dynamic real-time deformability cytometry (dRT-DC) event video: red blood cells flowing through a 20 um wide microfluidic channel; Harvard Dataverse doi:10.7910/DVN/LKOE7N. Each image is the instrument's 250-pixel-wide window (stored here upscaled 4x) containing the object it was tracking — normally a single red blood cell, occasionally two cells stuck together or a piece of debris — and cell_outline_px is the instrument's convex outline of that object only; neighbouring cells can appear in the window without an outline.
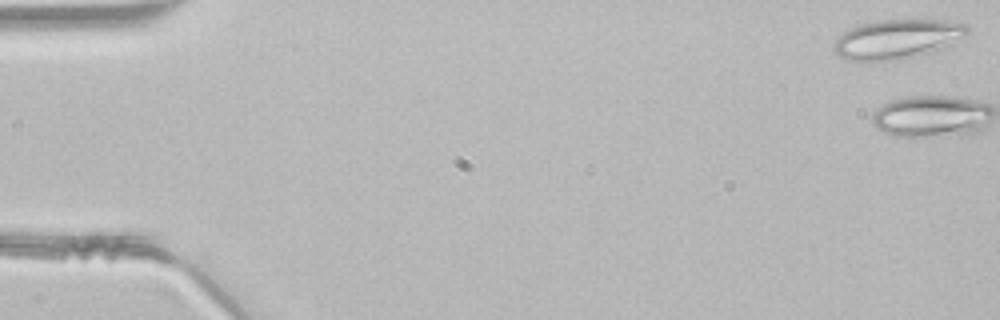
{"species": "common noctule bat (a hibernating species)", "species_latin": "Nyctalus noctula", "temperature_condition": "room temperature", "stored_images_in_passage": 2, "camera_frame_rate_fps": 3000, "um_per_image_px": 0.085, "animal": {"sex": "male", "body_mass_g": 21.5, "forearm_length_mm": 52.0}, "frame": {"image": 1, "passage_image": 1, "time_ms": 0.0, "image_size_px": [1000, 320], "cell_outline_px": [[968, 32], [964, 36], [932, 52], [896, 60], [860, 64], [848, 60], [840, 56], [832, 48], [832, 44], [848, 28], [860, 24], [876, 20], [944, 20], [968, 24]], "centroid_in_image_um": [76.17, 3.35], "position_along_channel_um": 8.8, "area_um2": 30.98}}